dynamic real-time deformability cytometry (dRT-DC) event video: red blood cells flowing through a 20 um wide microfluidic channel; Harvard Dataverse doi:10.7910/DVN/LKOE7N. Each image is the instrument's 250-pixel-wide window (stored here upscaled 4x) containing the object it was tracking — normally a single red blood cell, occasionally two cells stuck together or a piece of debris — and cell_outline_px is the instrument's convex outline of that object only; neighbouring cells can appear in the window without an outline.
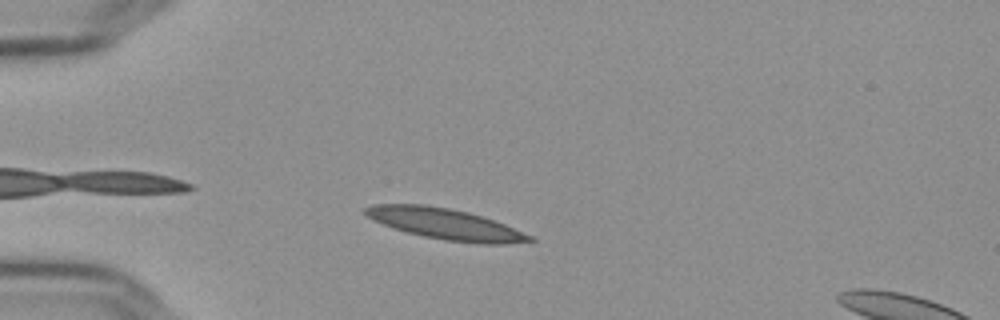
{"species": "Egyptian fruit bat (a non-hibernating species)", "species_latin": "Rousettus aegyptiacus", "temperature_condition": "cold", "stored_images_in_passage": 41, "camera_frame_rate_fps": 3000, "um_per_image_px": 0.085, "frame": {"image": 1, "passage_image": 4, "time_ms": 1.0, "image_size_px": [1000, 320], "cell_outline_px": [[536, 240], [508, 244], [480, 244], [444, 240], [424, 236], [408, 232], [384, 224], [368, 216], [364, 212], [364, 208], [372, 204], [424, 204], [448, 208], [468, 212], [504, 224], [536, 236]], "centroid_in_image_um": [37.93, 19.04], "position_along_channel_um": 47.1, "area_um2": 29.36}}
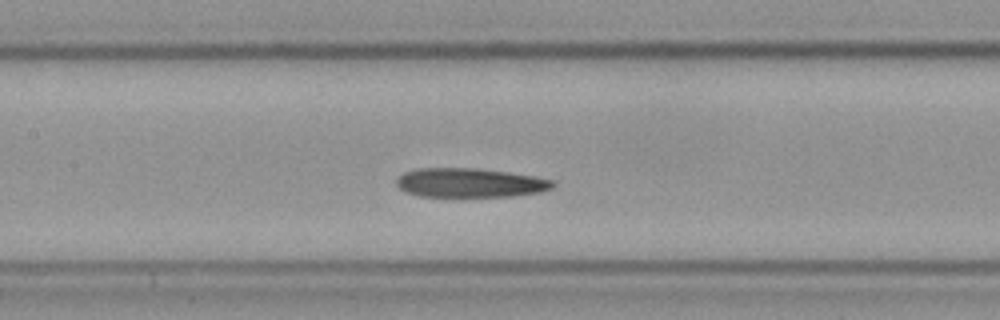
{"frame": {"image": 2, "passage_image": 16, "time_ms": 5.0, "image_size_px": [1000, 320], "cell_outline_px": [[556, 184], [552, 188], [540, 192], [512, 196], [420, 196], [404, 192], [396, 184], [396, 180], [404, 172], [420, 168], [476, 168], [508, 172], [536, 176], [552, 180]], "centroid_in_image_um": [39.95, 15.53], "position_along_channel_um": 167.4, "area_um2": 26.53}}
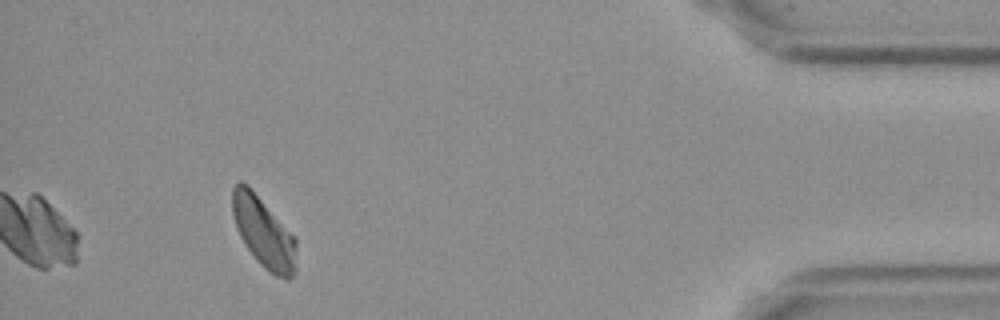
{"frame": {"image": 3, "passage_image": 41, "time_ms": 13.333, "image_size_px": [1000, 320], "cell_outline_px": [[296, 272], [288, 280], [276, 276], [264, 268], [256, 260], [244, 244], [236, 228], [232, 212], [232, 188], [240, 180], [248, 184], [296, 240]], "centroid_in_image_um": [22.38, 19.77], "position_along_channel_um": 412.8, "area_um2": 26.07}, "authors_computed_cell_mechanics": {"area_um2": 27.9174, "velocity_mm_per_s": 3.5855, "shape_relaxation_time_tau1_ms": null, "shape_relaxation_time_tau2_ms": 4.7628, "deformation_change_tau1": null, "deformation_change_tau2": 0.1198}}